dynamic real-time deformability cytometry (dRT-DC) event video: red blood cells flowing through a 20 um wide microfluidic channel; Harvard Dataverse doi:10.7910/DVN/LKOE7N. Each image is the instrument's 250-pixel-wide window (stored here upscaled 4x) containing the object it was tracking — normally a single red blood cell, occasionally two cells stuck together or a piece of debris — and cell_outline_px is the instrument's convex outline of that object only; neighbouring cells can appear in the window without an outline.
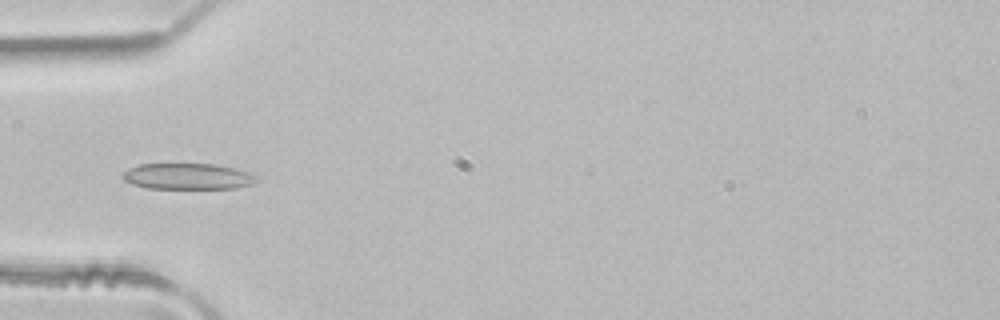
{"species": "common noctule bat (a hibernating species)", "species_latin": "Nyctalus noctula", "temperature_condition": "room temperature", "stored_images_in_passage": 3, "camera_frame_rate_fps": 3000, "um_per_image_px": 0.085, "animal": {"sex": "male", "body_mass_g": 21.5, "forearm_length_mm": 52.0}, "frame": {"image": 1, "passage_image": 1, "time_ms": 0.0, "image_size_px": [1000, 320], "cell_outline_px": [[260, 180], [252, 184], [236, 188], [148, 188], [132, 184], [124, 180], [120, 176], [128, 168], [136, 164], [216, 164], [248, 172], [256, 176]], "centroid_in_image_um": [15.93, 14.99], "position_along_channel_um": 69.1, "area_um2": 20.35}}